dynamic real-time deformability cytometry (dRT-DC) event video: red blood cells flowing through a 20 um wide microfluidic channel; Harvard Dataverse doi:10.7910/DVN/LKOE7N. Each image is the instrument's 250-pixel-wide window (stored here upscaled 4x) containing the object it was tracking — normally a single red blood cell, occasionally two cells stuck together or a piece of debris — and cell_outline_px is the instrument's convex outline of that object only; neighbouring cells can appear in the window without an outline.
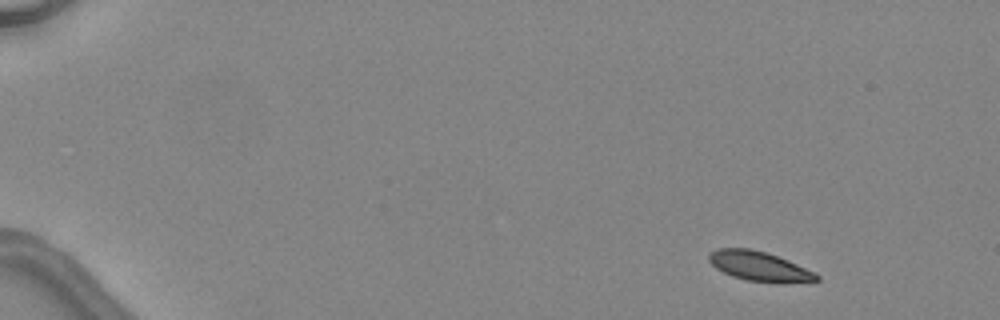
{"species": "common noctule bat (a hibernating species)", "species_latin": "Nyctalus noctula", "temperature_condition": "warm", "stored_images_in_passage": 4, "camera_frame_rate_fps": 3000, "um_per_image_px": 0.085, "animal": {"sex": "female", "body_mass_g": 24.6, "forearm_length_mm": 56.2}, "frame": {"image": 1, "passage_image": 1, "time_ms": 0.0, "image_size_px": [1000, 320], "cell_outline_px": [[820, 280], [784, 284], [748, 280], [732, 276], [716, 268], [708, 260], [708, 252], [716, 248], [752, 248], [788, 260], [816, 272], [820, 276]], "centroid_in_image_um": [64.56, 22.64], "position_along_channel_um": 20.4, "area_um2": 18.79}}
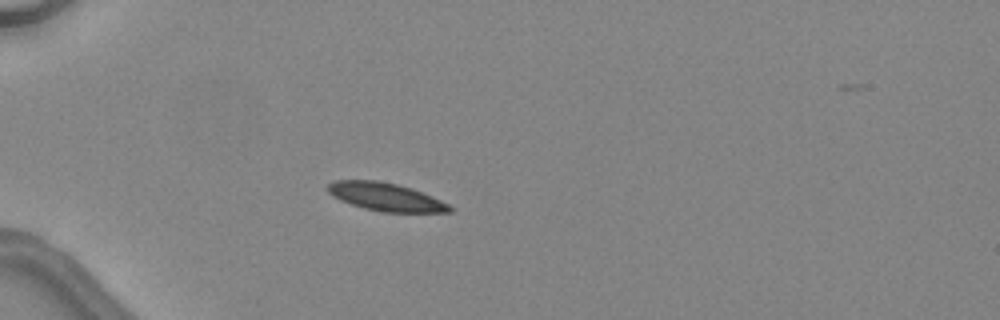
{"frame": {"image": 2, "passage_image": 4, "time_ms": 3.333, "image_size_px": [1000, 320], "cell_outline_px": [[452, 212], [384, 212], [364, 208], [340, 200], [332, 196], [324, 188], [332, 180], [376, 180], [396, 184], [412, 188], [432, 196], [448, 204], [452, 208]], "centroid_in_image_um": [32.74, 16.72], "position_along_channel_um": 52.3, "area_um2": 19.94}}